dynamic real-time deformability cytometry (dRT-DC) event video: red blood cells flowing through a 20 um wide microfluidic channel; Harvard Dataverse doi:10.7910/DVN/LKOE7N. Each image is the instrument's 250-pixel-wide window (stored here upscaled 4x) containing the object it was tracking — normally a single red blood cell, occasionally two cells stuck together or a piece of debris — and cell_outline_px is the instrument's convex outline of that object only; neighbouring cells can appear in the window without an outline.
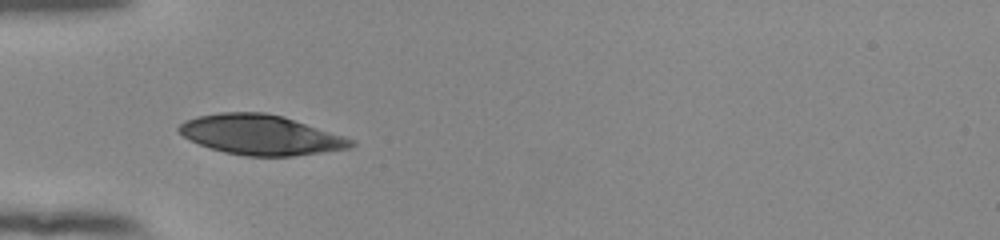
{"species": "human", "species_latin": "Homo sapiens", "temperature_condition": "room temperature", "stored_images_in_passage": 37, "camera_frame_rate_fps": 3000, "um_per_image_px": 0.085, "donor": {"sex": "female"}, "frame": {"image": 1, "passage_image": 1, "time_ms": 0.0, "image_size_px": [1000, 240], "cell_outline_px": [[356, 144], [348, 148], [292, 156], [244, 156], [224, 152], [200, 144], [184, 136], [176, 128], [184, 120], [196, 116], [220, 112], [264, 112], [284, 116], [356, 140]], "centroid_in_image_um": [22.16, 11.45], "position_along_channel_um": 62.8, "area_um2": 39.94}}
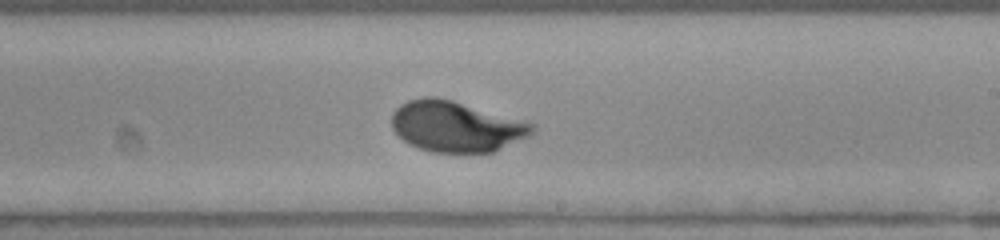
{"frame": {"image": 2, "passage_image": 16, "time_ms": 5.0, "image_size_px": [1000, 240], "cell_outline_px": [[536, 128], [528, 136], [492, 152], [432, 152], [408, 144], [392, 128], [392, 112], [400, 104], [408, 100], [424, 96], [436, 96], [452, 100], [524, 120], [536, 124]], "centroid_in_image_um": [38.75, 10.73], "position_along_channel_um": 250.2, "area_um2": 41.44}}
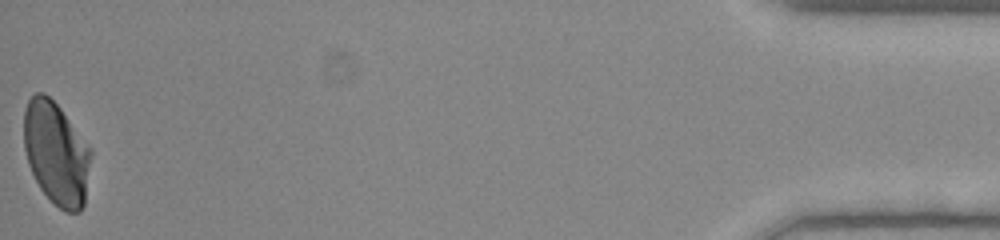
{"frame": {"image": 3, "passage_image": 37, "time_ms": 12.0, "image_size_px": [1000, 240], "cell_outline_px": [[92, 152], [84, 204], [80, 212], [64, 212], [40, 188], [28, 164], [24, 148], [24, 112], [28, 100], [36, 92], [44, 92], [60, 108], [92, 148]], "centroid_in_image_um": [4.79, 13.02], "position_along_channel_um": 430.4, "area_um2": 40.17}, "authors_computed_cell_mechanics": {"area_um2": 40.2866, "velocity_mm_per_s": 3.8289, "shape_relaxation_time_tau1_ms": 3.0304, "shape_relaxation_time_tau2_ms": null, "deformation_change_tau1": 0.1692, "deformation_change_tau2": null}}